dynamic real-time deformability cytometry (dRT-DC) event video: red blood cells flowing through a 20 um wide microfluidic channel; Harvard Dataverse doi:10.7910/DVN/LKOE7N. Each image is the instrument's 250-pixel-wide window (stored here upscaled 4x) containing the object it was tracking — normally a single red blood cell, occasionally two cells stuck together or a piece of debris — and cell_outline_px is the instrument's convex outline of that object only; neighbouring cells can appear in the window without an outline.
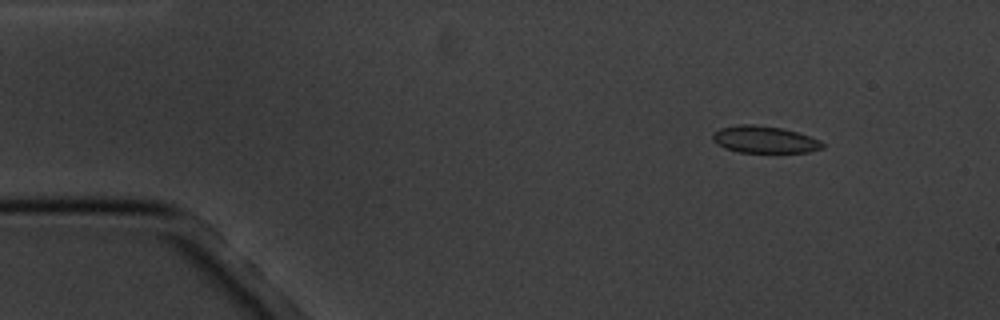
{"species": "common noctule bat (a hibernating species)", "species_latin": "Nyctalus noctula", "temperature_condition": "cold", "stored_images_in_passage": 4, "camera_frame_rate_fps": 3000, "um_per_image_px": 0.085, "animal": {"sex": "male", "body_mass_g": 20.1, "forearm_length_mm": 53.5}, "frame": {"image": 1, "passage_image": 1, "time_ms": 0.0, "image_size_px": [1000, 320], "cell_outline_px": [[824, 148], [808, 152], [740, 152], [724, 148], [716, 144], [712, 140], [712, 132], [720, 128], [740, 124], [752, 124], [780, 128], [796, 132], [820, 140], [824, 144]], "centroid_in_image_um": [64.94, 11.86], "position_along_channel_um": 20.1, "area_um2": 17.22}}
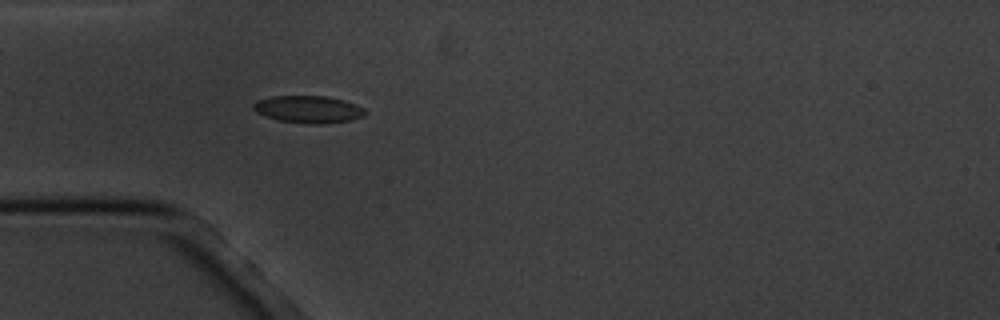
{"frame": {"image": 2, "passage_image": 4, "time_ms": 3.333, "image_size_px": [1000, 320], "cell_outline_px": [[368, 112], [364, 116], [352, 120], [320, 124], [308, 124], [280, 120], [256, 112], [252, 108], [252, 104], [256, 100], [272, 96], [324, 96], [344, 100], [356, 104], [364, 108]], "centroid_in_image_um": [26.24, 9.29], "position_along_channel_um": 58.8, "area_um2": 17.8}}